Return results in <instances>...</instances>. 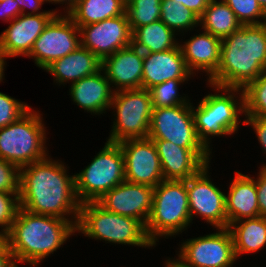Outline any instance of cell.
I'll return each mask as SVG.
<instances>
[{"instance_id":"ac0fdd59","label":"cell","mask_w":266,"mask_h":267,"mask_svg":"<svg viewBox=\"0 0 266 267\" xmlns=\"http://www.w3.org/2000/svg\"><path fill=\"white\" fill-rule=\"evenodd\" d=\"M57 14H21L0 34V52L6 57L28 56L35 40Z\"/></svg>"},{"instance_id":"4316f807","label":"cell","mask_w":266,"mask_h":267,"mask_svg":"<svg viewBox=\"0 0 266 267\" xmlns=\"http://www.w3.org/2000/svg\"><path fill=\"white\" fill-rule=\"evenodd\" d=\"M125 10L126 7L120 0H78L67 15L80 27L118 17Z\"/></svg>"},{"instance_id":"d590c367","label":"cell","mask_w":266,"mask_h":267,"mask_svg":"<svg viewBox=\"0 0 266 267\" xmlns=\"http://www.w3.org/2000/svg\"><path fill=\"white\" fill-rule=\"evenodd\" d=\"M0 191L20 193V168L0 158Z\"/></svg>"},{"instance_id":"f6af8a7d","label":"cell","mask_w":266,"mask_h":267,"mask_svg":"<svg viewBox=\"0 0 266 267\" xmlns=\"http://www.w3.org/2000/svg\"><path fill=\"white\" fill-rule=\"evenodd\" d=\"M165 267H185L181 263H179L175 258L172 260L169 258L165 261Z\"/></svg>"},{"instance_id":"ffe728a7","label":"cell","mask_w":266,"mask_h":267,"mask_svg":"<svg viewBox=\"0 0 266 267\" xmlns=\"http://www.w3.org/2000/svg\"><path fill=\"white\" fill-rule=\"evenodd\" d=\"M194 75L187 68L180 46L155 53H144L142 89L168 80H189Z\"/></svg>"},{"instance_id":"8fae6325","label":"cell","mask_w":266,"mask_h":267,"mask_svg":"<svg viewBox=\"0 0 266 267\" xmlns=\"http://www.w3.org/2000/svg\"><path fill=\"white\" fill-rule=\"evenodd\" d=\"M148 138L187 149H208L197 136L192 104L153 108Z\"/></svg>"},{"instance_id":"52a82bcc","label":"cell","mask_w":266,"mask_h":267,"mask_svg":"<svg viewBox=\"0 0 266 267\" xmlns=\"http://www.w3.org/2000/svg\"><path fill=\"white\" fill-rule=\"evenodd\" d=\"M31 109L17 121L0 129V158L19 168L49 156L42 114Z\"/></svg>"},{"instance_id":"f35d334b","label":"cell","mask_w":266,"mask_h":267,"mask_svg":"<svg viewBox=\"0 0 266 267\" xmlns=\"http://www.w3.org/2000/svg\"><path fill=\"white\" fill-rule=\"evenodd\" d=\"M21 15L19 4L15 0H5L0 2V18L3 21L11 22Z\"/></svg>"},{"instance_id":"d6a6232c","label":"cell","mask_w":266,"mask_h":267,"mask_svg":"<svg viewBox=\"0 0 266 267\" xmlns=\"http://www.w3.org/2000/svg\"><path fill=\"white\" fill-rule=\"evenodd\" d=\"M235 13L242 25H260L266 23V13L257 0H223ZM261 19V20H259Z\"/></svg>"},{"instance_id":"83f0119b","label":"cell","mask_w":266,"mask_h":267,"mask_svg":"<svg viewBox=\"0 0 266 267\" xmlns=\"http://www.w3.org/2000/svg\"><path fill=\"white\" fill-rule=\"evenodd\" d=\"M199 26L222 40L238 30L242 24L223 0H211L199 17Z\"/></svg>"},{"instance_id":"30bf717a","label":"cell","mask_w":266,"mask_h":267,"mask_svg":"<svg viewBox=\"0 0 266 267\" xmlns=\"http://www.w3.org/2000/svg\"><path fill=\"white\" fill-rule=\"evenodd\" d=\"M187 239L180 245L178 259L185 267H233L235 256L231 233L228 228Z\"/></svg>"},{"instance_id":"603a6c76","label":"cell","mask_w":266,"mask_h":267,"mask_svg":"<svg viewBox=\"0 0 266 267\" xmlns=\"http://www.w3.org/2000/svg\"><path fill=\"white\" fill-rule=\"evenodd\" d=\"M235 174L225 195L228 224L260 216L255 179L239 171Z\"/></svg>"},{"instance_id":"cb8c5ba5","label":"cell","mask_w":266,"mask_h":267,"mask_svg":"<svg viewBox=\"0 0 266 267\" xmlns=\"http://www.w3.org/2000/svg\"><path fill=\"white\" fill-rule=\"evenodd\" d=\"M102 69V61L87 48L78 47L63 58L53 61L44 70L53 75L54 82L59 84L74 83Z\"/></svg>"},{"instance_id":"7402d4cb","label":"cell","mask_w":266,"mask_h":267,"mask_svg":"<svg viewBox=\"0 0 266 267\" xmlns=\"http://www.w3.org/2000/svg\"><path fill=\"white\" fill-rule=\"evenodd\" d=\"M221 39L203 31L180 44L187 68L194 75L197 70L206 72L209 80L220 65ZM202 70V71H201Z\"/></svg>"},{"instance_id":"e575fe53","label":"cell","mask_w":266,"mask_h":267,"mask_svg":"<svg viewBox=\"0 0 266 267\" xmlns=\"http://www.w3.org/2000/svg\"><path fill=\"white\" fill-rule=\"evenodd\" d=\"M31 106L0 92V129L17 121Z\"/></svg>"},{"instance_id":"e0dca14e","label":"cell","mask_w":266,"mask_h":267,"mask_svg":"<svg viewBox=\"0 0 266 267\" xmlns=\"http://www.w3.org/2000/svg\"><path fill=\"white\" fill-rule=\"evenodd\" d=\"M164 180H187L210 163L212 149H187L166 140H153Z\"/></svg>"},{"instance_id":"3957f363","label":"cell","mask_w":266,"mask_h":267,"mask_svg":"<svg viewBox=\"0 0 266 267\" xmlns=\"http://www.w3.org/2000/svg\"><path fill=\"white\" fill-rule=\"evenodd\" d=\"M77 220L41 215L19 208L9 232L4 236L15 262L35 267L75 235Z\"/></svg>"},{"instance_id":"44dd1931","label":"cell","mask_w":266,"mask_h":267,"mask_svg":"<svg viewBox=\"0 0 266 267\" xmlns=\"http://www.w3.org/2000/svg\"><path fill=\"white\" fill-rule=\"evenodd\" d=\"M114 93L103 69L72 83L69 89L72 101L93 115L111 109Z\"/></svg>"},{"instance_id":"ab89813d","label":"cell","mask_w":266,"mask_h":267,"mask_svg":"<svg viewBox=\"0 0 266 267\" xmlns=\"http://www.w3.org/2000/svg\"><path fill=\"white\" fill-rule=\"evenodd\" d=\"M19 4L21 14L25 15L26 8H31V11L27 14H56L57 11H39L40 7L46 2L45 0H15ZM39 11V12H38Z\"/></svg>"},{"instance_id":"4fadbf2b","label":"cell","mask_w":266,"mask_h":267,"mask_svg":"<svg viewBox=\"0 0 266 267\" xmlns=\"http://www.w3.org/2000/svg\"><path fill=\"white\" fill-rule=\"evenodd\" d=\"M209 168V164H206L197 174L187 179L191 221L198 215L215 228H227L226 193L211 181Z\"/></svg>"},{"instance_id":"ee69618b","label":"cell","mask_w":266,"mask_h":267,"mask_svg":"<svg viewBox=\"0 0 266 267\" xmlns=\"http://www.w3.org/2000/svg\"><path fill=\"white\" fill-rule=\"evenodd\" d=\"M6 57L0 52V82L4 79V69L6 65Z\"/></svg>"},{"instance_id":"b9f144b4","label":"cell","mask_w":266,"mask_h":267,"mask_svg":"<svg viewBox=\"0 0 266 267\" xmlns=\"http://www.w3.org/2000/svg\"><path fill=\"white\" fill-rule=\"evenodd\" d=\"M211 0H176L200 17Z\"/></svg>"},{"instance_id":"5bb4252c","label":"cell","mask_w":266,"mask_h":267,"mask_svg":"<svg viewBox=\"0 0 266 267\" xmlns=\"http://www.w3.org/2000/svg\"><path fill=\"white\" fill-rule=\"evenodd\" d=\"M81 46L95 54L101 61L116 51L132 45V31L126 12L79 27Z\"/></svg>"},{"instance_id":"9c48e42d","label":"cell","mask_w":266,"mask_h":267,"mask_svg":"<svg viewBox=\"0 0 266 267\" xmlns=\"http://www.w3.org/2000/svg\"><path fill=\"white\" fill-rule=\"evenodd\" d=\"M115 120L109 142L148 138L152 118V98L147 89L120 90L114 93L111 107Z\"/></svg>"},{"instance_id":"7a4b0ae2","label":"cell","mask_w":266,"mask_h":267,"mask_svg":"<svg viewBox=\"0 0 266 267\" xmlns=\"http://www.w3.org/2000/svg\"><path fill=\"white\" fill-rule=\"evenodd\" d=\"M266 70V23L242 25L222 39L220 65L209 84L244 89Z\"/></svg>"},{"instance_id":"277c9868","label":"cell","mask_w":266,"mask_h":267,"mask_svg":"<svg viewBox=\"0 0 266 267\" xmlns=\"http://www.w3.org/2000/svg\"><path fill=\"white\" fill-rule=\"evenodd\" d=\"M208 85L218 94L215 92L204 96L196 108L192 105V114L197 136L210 150V136L237 133L240 127L239 115L245 113V105L243 89Z\"/></svg>"},{"instance_id":"ba28073f","label":"cell","mask_w":266,"mask_h":267,"mask_svg":"<svg viewBox=\"0 0 266 267\" xmlns=\"http://www.w3.org/2000/svg\"><path fill=\"white\" fill-rule=\"evenodd\" d=\"M74 177L81 204L97 202L107 191L124 182V156L119 143L107 141L90 164Z\"/></svg>"},{"instance_id":"484cf974","label":"cell","mask_w":266,"mask_h":267,"mask_svg":"<svg viewBox=\"0 0 266 267\" xmlns=\"http://www.w3.org/2000/svg\"><path fill=\"white\" fill-rule=\"evenodd\" d=\"M176 34L161 20L138 27L132 33V44L143 53L171 50L179 45Z\"/></svg>"},{"instance_id":"2e32d148","label":"cell","mask_w":266,"mask_h":267,"mask_svg":"<svg viewBox=\"0 0 266 267\" xmlns=\"http://www.w3.org/2000/svg\"><path fill=\"white\" fill-rule=\"evenodd\" d=\"M153 198L154 187L124 181L107 191L97 203L107 211L137 219L146 225Z\"/></svg>"},{"instance_id":"836d02e7","label":"cell","mask_w":266,"mask_h":267,"mask_svg":"<svg viewBox=\"0 0 266 267\" xmlns=\"http://www.w3.org/2000/svg\"><path fill=\"white\" fill-rule=\"evenodd\" d=\"M20 208L19 194L17 192L0 191V235L4 237L16 218ZM3 227V228H2Z\"/></svg>"},{"instance_id":"d4e9b609","label":"cell","mask_w":266,"mask_h":267,"mask_svg":"<svg viewBox=\"0 0 266 267\" xmlns=\"http://www.w3.org/2000/svg\"><path fill=\"white\" fill-rule=\"evenodd\" d=\"M236 258L258 252L266 246V219L263 216L241 219L228 224Z\"/></svg>"},{"instance_id":"9a60e30c","label":"cell","mask_w":266,"mask_h":267,"mask_svg":"<svg viewBox=\"0 0 266 267\" xmlns=\"http://www.w3.org/2000/svg\"><path fill=\"white\" fill-rule=\"evenodd\" d=\"M119 145L124 156L125 181L156 187L164 180L153 140L128 139Z\"/></svg>"},{"instance_id":"4dcf8cb0","label":"cell","mask_w":266,"mask_h":267,"mask_svg":"<svg viewBox=\"0 0 266 267\" xmlns=\"http://www.w3.org/2000/svg\"><path fill=\"white\" fill-rule=\"evenodd\" d=\"M245 117L266 118V70L244 89Z\"/></svg>"},{"instance_id":"6da1fadb","label":"cell","mask_w":266,"mask_h":267,"mask_svg":"<svg viewBox=\"0 0 266 267\" xmlns=\"http://www.w3.org/2000/svg\"><path fill=\"white\" fill-rule=\"evenodd\" d=\"M19 202L29 212L66 220H77L81 206L74 174L68 175L62 161L49 156L20 168Z\"/></svg>"},{"instance_id":"8d00e7d4","label":"cell","mask_w":266,"mask_h":267,"mask_svg":"<svg viewBox=\"0 0 266 267\" xmlns=\"http://www.w3.org/2000/svg\"><path fill=\"white\" fill-rule=\"evenodd\" d=\"M258 177L255 179L259 215L266 216V164L259 167Z\"/></svg>"},{"instance_id":"8992f818","label":"cell","mask_w":266,"mask_h":267,"mask_svg":"<svg viewBox=\"0 0 266 267\" xmlns=\"http://www.w3.org/2000/svg\"><path fill=\"white\" fill-rule=\"evenodd\" d=\"M190 223L187 180H163L154 187L153 207L145 225L154 247L160 237L179 235Z\"/></svg>"},{"instance_id":"7dc6e473","label":"cell","mask_w":266,"mask_h":267,"mask_svg":"<svg viewBox=\"0 0 266 267\" xmlns=\"http://www.w3.org/2000/svg\"><path fill=\"white\" fill-rule=\"evenodd\" d=\"M133 0H120V2L127 7Z\"/></svg>"},{"instance_id":"1f68e13d","label":"cell","mask_w":266,"mask_h":267,"mask_svg":"<svg viewBox=\"0 0 266 267\" xmlns=\"http://www.w3.org/2000/svg\"><path fill=\"white\" fill-rule=\"evenodd\" d=\"M185 81L189 80H168L152 87L149 91L151 93L153 108L192 104L188 96H181L178 94L179 85Z\"/></svg>"},{"instance_id":"7bdbcfd3","label":"cell","mask_w":266,"mask_h":267,"mask_svg":"<svg viewBox=\"0 0 266 267\" xmlns=\"http://www.w3.org/2000/svg\"><path fill=\"white\" fill-rule=\"evenodd\" d=\"M46 2H51V4H53V3H60V4H64L65 3V5L67 4V6L65 7L66 9L64 10V12H65V14H67L75 5H76V3H77V1L78 0H45Z\"/></svg>"},{"instance_id":"74e56055","label":"cell","mask_w":266,"mask_h":267,"mask_svg":"<svg viewBox=\"0 0 266 267\" xmlns=\"http://www.w3.org/2000/svg\"><path fill=\"white\" fill-rule=\"evenodd\" d=\"M243 124L251 125L257 135L258 141L262 146L263 152L266 154V118L264 117H245L241 122Z\"/></svg>"},{"instance_id":"d6986e66","label":"cell","mask_w":266,"mask_h":267,"mask_svg":"<svg viewBox=\"0 0 266 267\" xmlns=\"http://www.w3.org/2000/svg\"><path fill=\"white\" fill-rule=\"evenodd\" d=\"M143 60L144 53L132 44L102 61V69L115 92L142 88Z\"/></svg>"},{"instance_id":"f1b7e54d","label":"cell","mask_w":266,"mask_h":267,"mask_svg":"<svg viewBox=\"0 0 266 267\" xmlns=\"http://www.w3.org/2000/svg\"><path fill=\"white\" fill-rule=\"evenodd\" d=\"M160 20L172 31L183 33L199 26V17L182 3L176 0H161ZM181 32V33H180Z\"/></svg>"},{"instance_id":"bcb514c9","label":"cell","mask_w":266,"mask_h":267,"mask_svg":"<svg viewBox=\"0 0 266 267\" xmlns=\"http://www.w3.org/2000/svg\"><path fill=\"white\" fill-rule=\"evenodd\" d=\"M260 7L263 9V11L266 13V0H257Z\"/></svg>"},{"instance_id":"7c38bea8","label":"cell","mask_w":266,"mask_h":267,"mask_svg":"<svg viewBox=\"0 0 266 267\" xmlns=\"http://www.w3.org/2000/svg\"><path fill=\"white\" fill-rule=\"evenodd\" d=\"M81 46L79 27L67 15L58 14L35 40L27 57L42 70Z\"/></svg>"},{"instance_id":"60d3db41","label":"cell","mask_w":266,"mask_h":267,"mask_svg":"<svg viewBox=\"0 0 266 267\" xmlns=\"http://www.w3.org/2000/svg\"><path fill=\"white\" fill-rule=\"evenodd\" d=\"M0 267H19L4 237L0 239Z\"/></svg>"},{"instance_id":"f546056e","label":"cell","mask_w":266,"mask_h":267,"mask_svg":"<svg viewBox=\"0 0 266 267\" xmlns=\"http://www.w3.org/2000/svg\"><path fill=\"white\" fill-rule=\"evenodd\" d=\"M161 0H133L126 7L132 33L141 26L160 20Z\"/></svg>"},{"instance_id":"5b68a950","label":"cell","mask_w":266,"mask_h":267,"mask_svg":"<svg viewBox=\"0 0 266 267\" xmlns=\"http://www.w3.org/2000/svg\"><path fill=\"white\" fill-rule=\"evenodd\" d=\"M75 230L85 237L107 243L145 248L154 246L141 221L107 211L97 202L81 204Z\"/></svg>"}]
</instances>
